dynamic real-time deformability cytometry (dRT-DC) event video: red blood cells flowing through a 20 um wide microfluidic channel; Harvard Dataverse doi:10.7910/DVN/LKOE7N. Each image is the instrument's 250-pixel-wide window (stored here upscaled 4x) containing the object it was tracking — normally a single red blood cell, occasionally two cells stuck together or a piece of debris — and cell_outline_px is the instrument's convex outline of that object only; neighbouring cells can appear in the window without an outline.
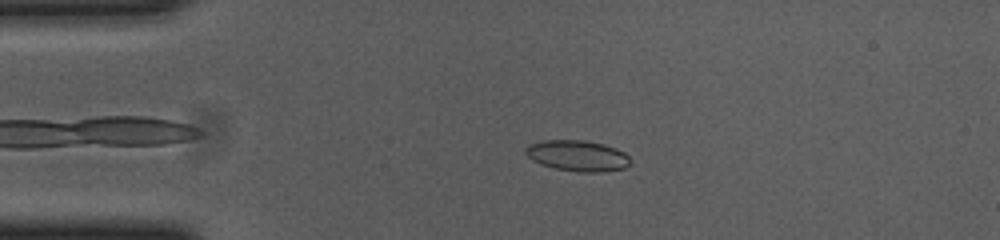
{"species": "common noctule bat (a hibernating species)", "species_latin": "Nyctalus noctula", "temperature_condition": "cold", "stored_images_in_passage": 47, "camera_frame_rate_fps": 3000, "um_per_image_px": 0.085, "animal": {"sex": "female", "body_mass_g": 23.0, "forearm_length_mm": 53.4}, "frame": {"image": 1, "passage_image": 11, "time_ms": 3.333, "image_size_px": [1000, 240], "cell_outline_px": [[632, 160], [624, 168], [600, 172], [580, 172], [556, 168], [540, 164], [532, 160], [524, 152], [524, 148], [528, 144], [544, 140], [584, 140], [604, 144], [616, 148], [624, 152]], "centroid_in_image_um": [49.07, 13.22], "position_along_channel_um": 35.9, "area_um2": 18.9}}
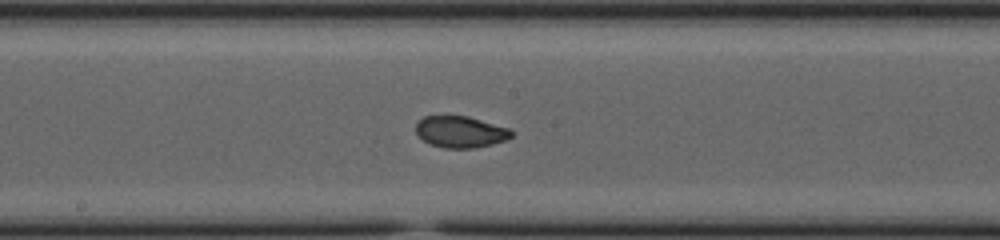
{"frame": {"image": 2, "passage_image": 28, "time_ms": 9.0, "image_size_px": [1000, 240], "cell_outline_px": [[512, 136], [504, 140], [492, 144], [476, 148], [444, 148], [428, 144], [416, 132], [416, 120], [424, 116], [468, 116], [512, 128]], "centroid_in_image_um": [39.14, 11.2], "position_along_channel_um": 209.1, "area_um2": 17.74}}
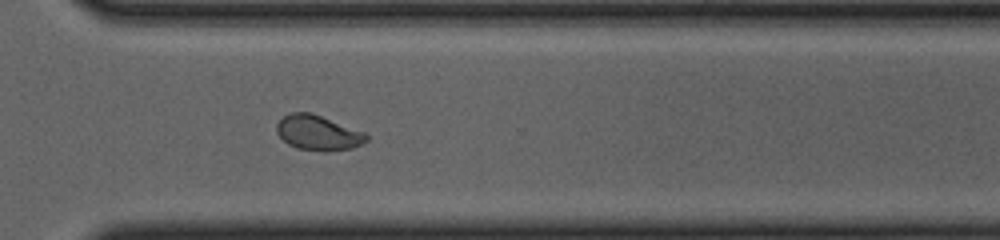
{"frame": {"image": 3, "passage_image": 39, "time_ms": 12.667, "image_size_px": [1000, 240], "cell_outline_px": [[368, 140], [352, 148], [328, 152], [324, 152], [296, 148], [288, 144], [276, 132], [276, 124], [284, 116], [292, 112], [312, 112], [364, 132], [368, 136]], "centroid_in_image_um": [27.03, 11.29], "position_along_channel_um": 343.6, "area_um2": 18.38}, "authors_computed_cell_mechanics": {"area_um2": 18.207, "velocity_mm_per_s": 3.6654, "shape_relaxation_time_tau1_ms": 5.9664, "shape_relaxation_time_tau2_ms": 1.489, "deformation_change_tau1": 0.1494, "deformation_change_tau2": 0.0503}}